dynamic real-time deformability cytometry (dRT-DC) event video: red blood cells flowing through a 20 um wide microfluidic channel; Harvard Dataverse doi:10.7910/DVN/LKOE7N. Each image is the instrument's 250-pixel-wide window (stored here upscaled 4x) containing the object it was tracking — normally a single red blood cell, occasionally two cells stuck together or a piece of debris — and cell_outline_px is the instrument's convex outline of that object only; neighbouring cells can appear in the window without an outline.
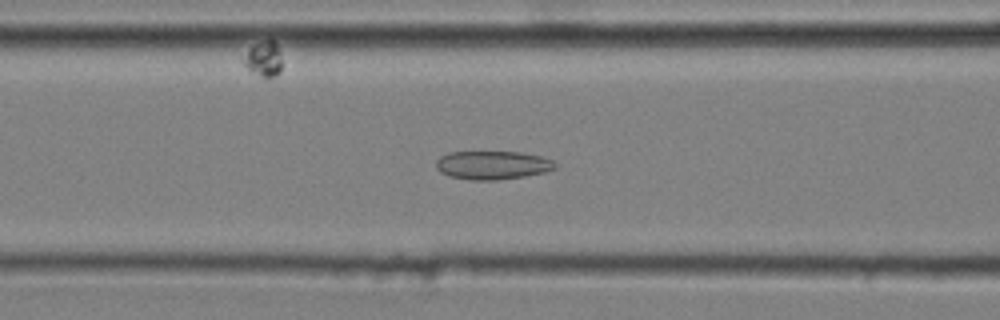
{"species": "common noctule bat (a hibernating species)", "species_latin": "Nyctalus noctula", "temperature_condition": "cold", "stored_images_in_passage": 47, "camera_frame_rate_fps": 3000, "um_per_image_px": 0.085, "animal": {"sex": "male", "body_mass_g": 20.4}, "frame": {"image": 1, "passage_image": 16, "time_ms": 5.0, "image_size_px": [1000, 320], "cell_outline_px": [[556, 168], [544, 172], [524, 176], [496, 180], [472, 180], [448, 176], [440, 172], [436, 168], [436, 160], [440, 156], [448, 152], [520, 152], [540, 156], [552, 160], [556, 164]], "centroid_in_image_um": [41.83, 14.03], "position_along_channel_um": 124.8, "area_um2": 19.77}}
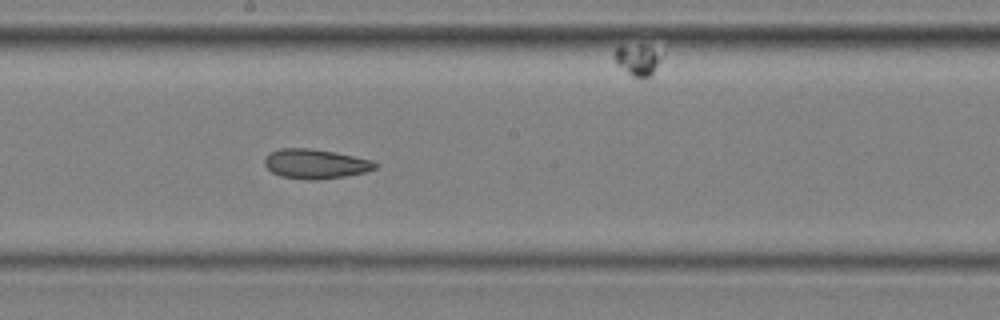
{"frame": {"image": 2, "passage_image": 24, "time_ms": 7.667, "image_size_px": [1000, 320], "cell_outline_px": [[380, 164], [376, 168], [364, 172], [344, 176], [320, 180], [308, 180], [280, 176], [272, 172], [264, 164], [264, 156], [280, 148], [308, 148], [336, 152], [372, 160]], "centroid_in_image_um": [26.81, 13.93], "position_along_channel_um": 221.4, "area_um2": 19.13}}
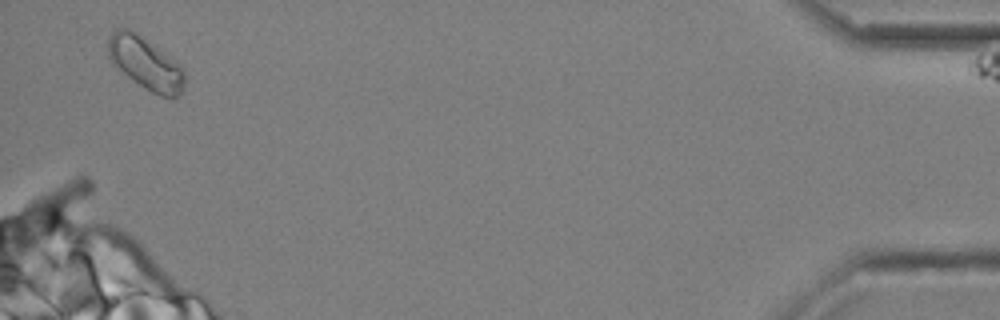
{"frame": {"image": 3, "passage_image": 46, "time_ms": 15.0, "image_size_px": [1000, 320], "cell_outline_px": [[184, 88], [180, 96], [160, 96], [144, 88], [132, 80], [116, 68], [112, 64], [108, 56], [108, 36], [116, 28], [128, 28], [136, 32], [176, 60], [180, 64], [184, 72]], "centroid_in_image_um": [12.35, 5.37], "position_along_channel_um": 422.8, "area_um2": 23.58}}